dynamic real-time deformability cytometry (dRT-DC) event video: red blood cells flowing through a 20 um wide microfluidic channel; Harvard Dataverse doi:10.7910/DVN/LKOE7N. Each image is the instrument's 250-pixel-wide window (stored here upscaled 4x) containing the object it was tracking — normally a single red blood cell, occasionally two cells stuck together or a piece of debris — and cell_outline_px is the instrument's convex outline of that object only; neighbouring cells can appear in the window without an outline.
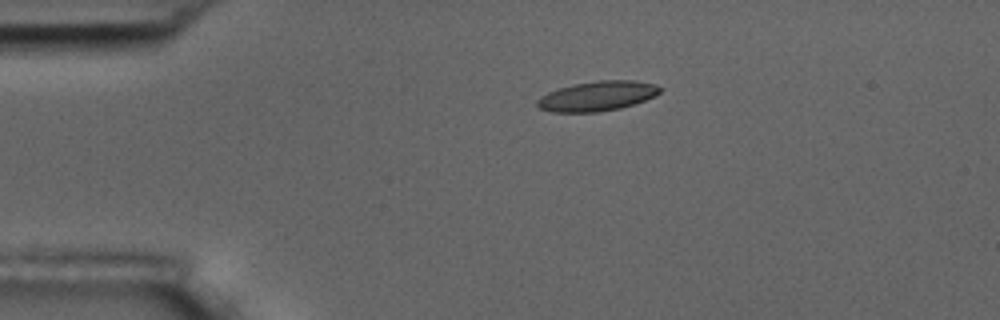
{"species": "common noctule bat (a hibernating species)", "species_latin": "Nyctalus noctula", "temperature_condition": "room temperature", "stored_images_in_passage": 6, "camera_frame_rate_fps": 3000, "um_per_image_px": 0.085, "animal": {"sex": "male", "body_mass_g": 17.5, "forearm_length_mm": 52.3}, "frame": {"image": 1, "passage_image": 1, "time_ms": 0.0, "image_size_px": [1000, 320], "cell_outline_px": [[660, 92], [656, 96], [620, 108], [596, 112], [552, 112], [540, 108], [536, 104], [536, 100], [540, 96], [548, 92], [572, 84], [600, 80], [632, 80], [656, 84], [660, 88]], "centroid_in_image_um": [50.75, 8.16], "position_along_channel_um": 34.3, "area_um2": 21.21}}
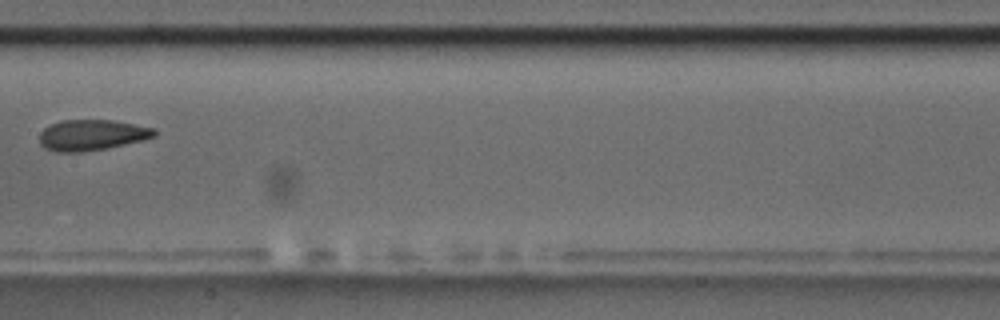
{"frame": {"image": 2, "passage_image": 5, "time_ms": 5.667, "image_size_px": [1000, 320], "cell_outline_px": [[156, 136], [144, 140], [108, 148], [80, 152], [56, 152], [44, 148], [40, 144], [40, 132], [44, 128], [60, 120], [112, 120], [156, 128]], "centroid_in_image_um": [7.81, 11.48], "position_along_channel_um": 199.6, "area_um2": 20.75}}
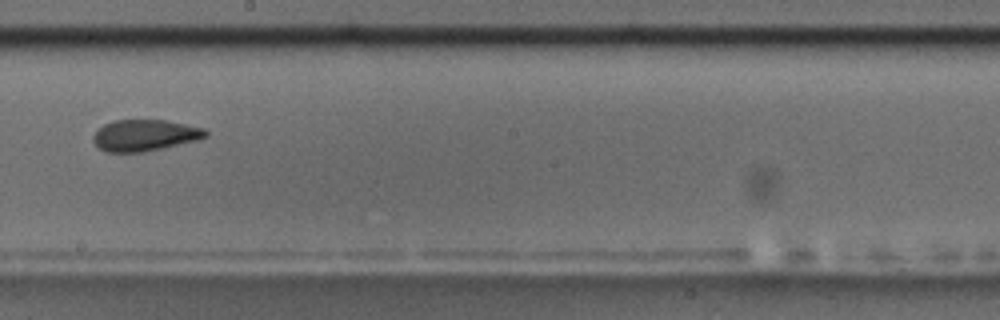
{"frame": {"image": 3, "passage_image": 6, "time_ms": 6.667, "image_size_px": [1000, 320], "cell_outline_px": [[208, 136], [196, 140], [144, 152], [104, 152], [92, 140], [92, 136], [104, 124], [112, 120], [164, 120], [204, 128], [208, 132]], "centroid_in_image_um": [12.28, 11.5], "position_along_channel_um": 235.9, "area_um2": 20.4}}